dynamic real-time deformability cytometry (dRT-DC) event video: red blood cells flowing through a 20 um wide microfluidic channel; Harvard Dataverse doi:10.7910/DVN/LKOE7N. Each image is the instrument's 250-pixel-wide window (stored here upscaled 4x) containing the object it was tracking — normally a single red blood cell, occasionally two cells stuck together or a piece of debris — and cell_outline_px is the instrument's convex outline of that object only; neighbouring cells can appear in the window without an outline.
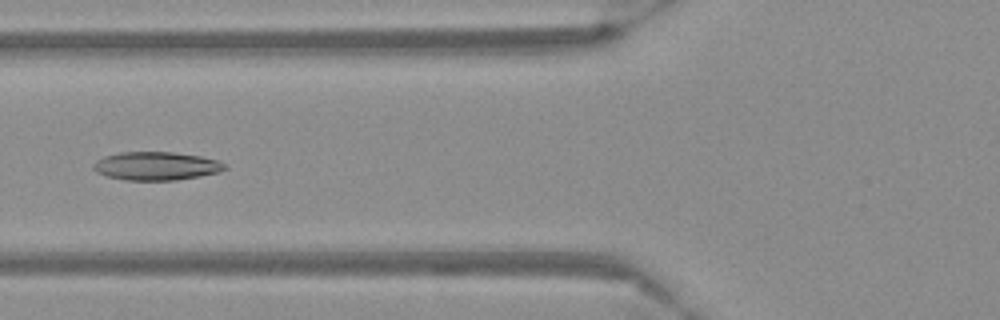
{"species": "Egyptian fruit bat (a non-hibernating species)", "species_latin": "Rousettus aegyptiacus", "temperature_condition": "warm", "stored_images_in_passage": 56, "camera_frame_rate_fps": 3000, "um_per_image_px": 0.085, "frame": {"image": 1, "passage_image": 22, "time_ms": 7.0, "image_size_px": [1000, 320], "cell_outline_px": [[228, 168], [220, 172], [200, 176], [176, 180], [124, 180], [108, 176], [96, 172], [92, 168], [92, 164], [96, 160], [104, 156], [120, 152], [172, 152], [200, 156], [216, 160], [224, 164]], "centroid_in_image_um": [13.25, 14.11], "position_along_channel_um": 112.5, "area_um2": 21.73}}
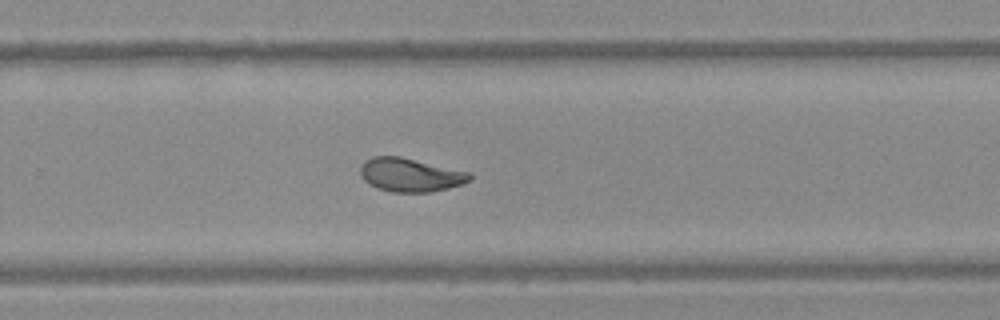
{"frame": {"image": 2, "passage_image": 37, "time_ms": 12.0, "image_size_px": [1000, 320], "cell_outline_px": [[472, 180], [464, 184], [448, 188], [428, 192], [392, 192], [376, 188], [368, 184], [364, 180], [360, 172], [360, 164], [364, 160], [372, 156], [400, 156], [472, 172]], "centroid_in_image_um": [34.89, 14.86], "position_along_channel_um": 294.9, "area_um2": 21.79}}
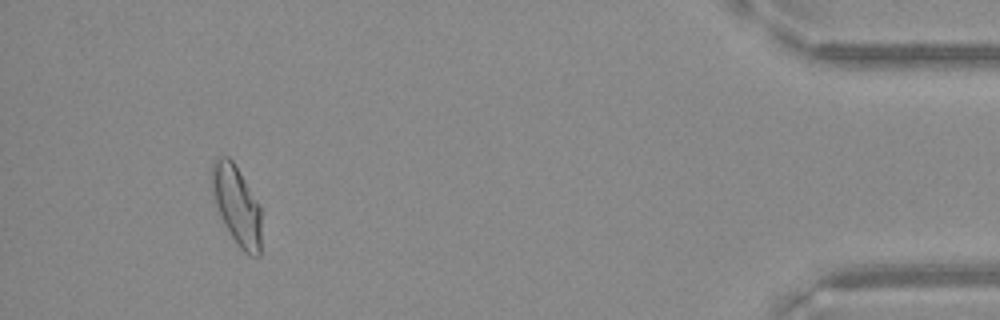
{"frame": {"image": 3, "passage_image": 52, "time_ms": 17.0, "image_size_px": [1000, 320], "cell_outline_px": [[260, 256], [252, 256], [244, 252], [240, 248], [228, 232], [212, 200], [212, 164], [216, 156], [228, 156], [232, 160], [260, 204]], "centroid_in_image_um": [20.1, 17.44], "position_along_channel_um": 415.1, "area_um2": 22.95}}